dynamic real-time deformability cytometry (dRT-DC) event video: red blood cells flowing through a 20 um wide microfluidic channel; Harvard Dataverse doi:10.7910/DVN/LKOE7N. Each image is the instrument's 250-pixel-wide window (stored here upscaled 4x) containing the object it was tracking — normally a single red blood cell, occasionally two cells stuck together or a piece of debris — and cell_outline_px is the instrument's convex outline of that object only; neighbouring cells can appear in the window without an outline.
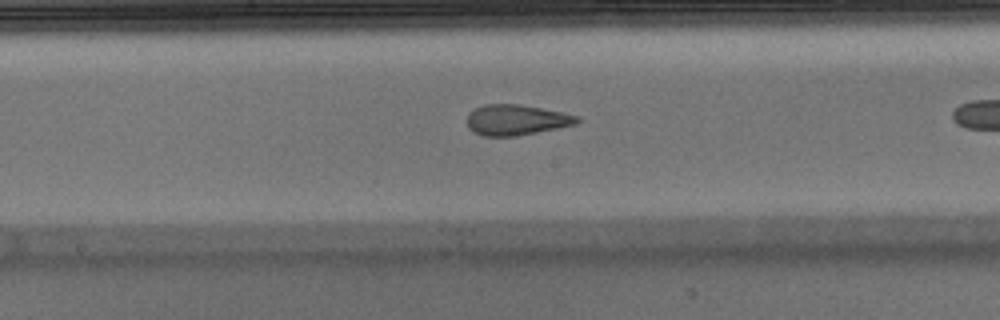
{"species": "Egyptian fruit bat (a non-hibernating species)", "species_latin": "Rousettus aegyptiacus", "temperature_condition": "warm", "stored_images_in_passage": 34, "camera_frame_rate_fps": 3000, "um_per_image_px": 0.085, "animal": {"sex": "male"}, "frame": {"image": 1, "passage_image": 20, "time_ms": 6.333, "image_size_px": [1000, 320], "cell_outline_px": [[580, 120], [576, 124], [536, 132], [512, 136], [484, 136], [472, 132], [468, 128], [468, 112], [484, 104], [520, 104], [580, 116]], "centroid_in_image_um": [43.85, 10.19], "position_along_channel_um": 204.3, "area_um2": 19.42}}